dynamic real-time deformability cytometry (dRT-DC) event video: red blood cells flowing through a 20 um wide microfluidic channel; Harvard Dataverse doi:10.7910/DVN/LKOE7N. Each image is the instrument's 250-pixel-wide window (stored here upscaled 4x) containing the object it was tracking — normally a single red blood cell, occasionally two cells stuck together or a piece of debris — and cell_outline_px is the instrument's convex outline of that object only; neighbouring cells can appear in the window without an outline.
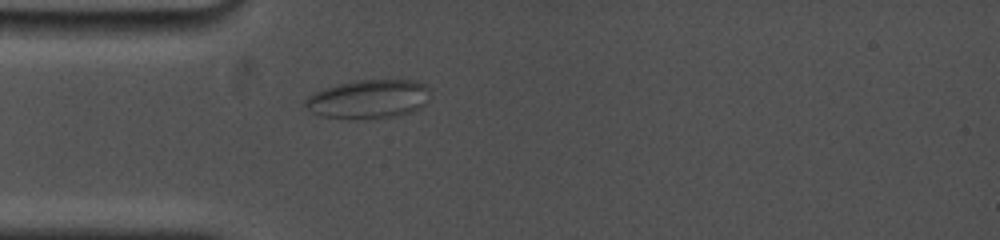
{"species": "common noctule bat (a hibernating species)", "species_latin": "Nyctalus noctula", "temperature_condition": "cold", "stored_images_in_passage": 49, "camera_frame_rate_fps": 5000, "um_per_image_px": 0.085, "animal": {"sex": "female", "body_mass_g": 19.0, "forearm_length_mm": 53.3}, "frame": {"image": 1, "passage_image": 14, "time_ms": 4.6, "image_size_px": [1000, 240], "cell_outline_px": [[428, 100], [420, 108], [412, 112], [392, 116], [356, 120], [320, 116], [312, 112], [304, 104], [304, 100], [312, 92], [324, 88], [352, 80], [416, 80], [424, 84], [428, 88]], "centroid_in_image_um": [31.29, 8.42], "position_along_channel_um": 53.7, "area_um2": 28.5}}
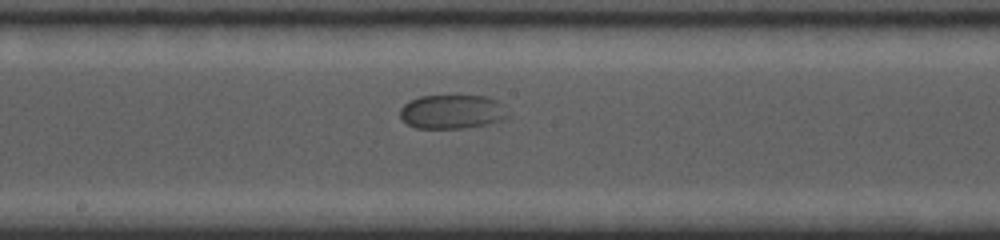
{"frame": {"image": 2, "passage_image": 26, "time_ms": 9.2, "image_size_px": [1000, 240], "cell_outline_px": [[508, 116], [500, 120], [488, 124], [464, 128], [416, 128], [408, 124], [400, 116], [400, 108], [404, 104], [420, 96], [488, 96], [504, 104]], "centroid_in_image_um": [38.44, 9.5], "position_along_channel_um": 209.8, "area_um2": 21.33}}
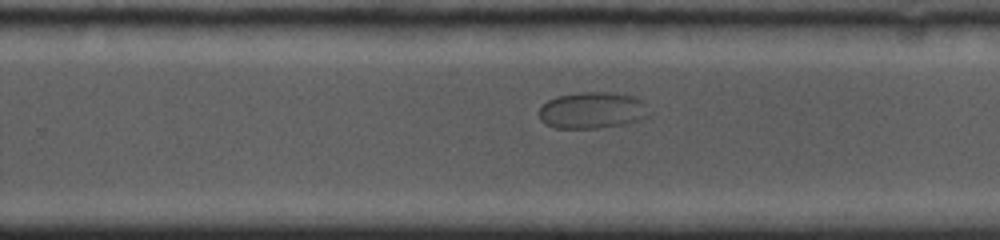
{"frame": {"image": 3, "passage_image": 32, "time_ms": 11.2, "image_size_px": [1000, 240], "cell_outline_px": [[648, 116], [624, 124], [596, 128], [556, 128], [544, 124], [540, 120], [540, 108], [548, 100], [556, 96], [580, 92], [604, 92], [632, 96], [640, 100], [644, 104]], "centroid_in_image_um": [50.27, 9.38], "position_along_channel_um": 279.5, "area_um2": 23.0}}